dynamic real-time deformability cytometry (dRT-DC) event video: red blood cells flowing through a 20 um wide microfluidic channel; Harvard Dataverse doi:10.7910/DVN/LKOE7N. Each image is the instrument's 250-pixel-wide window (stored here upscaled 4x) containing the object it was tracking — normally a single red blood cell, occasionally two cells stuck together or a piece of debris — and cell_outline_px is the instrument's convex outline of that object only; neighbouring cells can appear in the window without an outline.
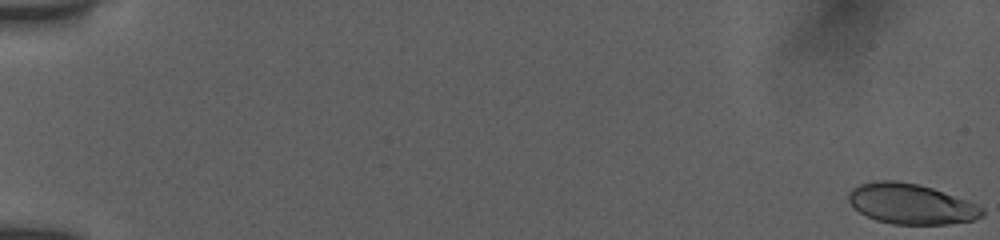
{"species": "human", "species_latin": "Homo sapiens", "temperature_condition": "room temperature", "stored_images_in_passage": 75, "camera_frame_rate_fps": 3000, "um_per_image_px": 0.085, "donor": {"sex": "female"}, "frame": {"image": 1, "passage_image": 1, "time_ms": 0.0, "image_size_px": [1000, 240], "cell_outline_px": [[984, 216], [976, 220], [948, 224], [892, 224], [876, 220], [852, 208], [848, 200], [848, 192], [852, 188], [860, 184], [876, 180], [896, 180], [916, 184], [932, 188], [976, 204], [984, 208]], "centroid_in_image_um": [77.42, 17.34], "position_along_channel_um": 7.6, "area_um2": 31.5}}
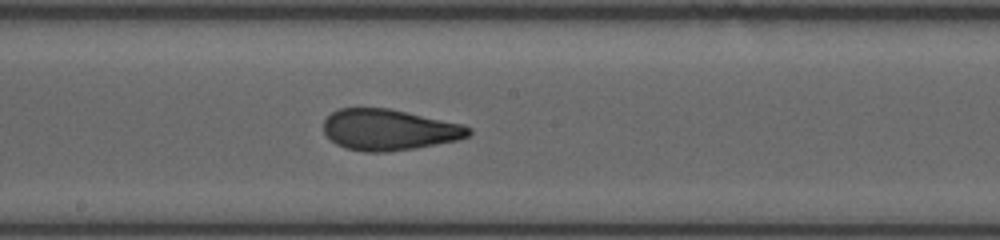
{"frame": {"image": 2, "passage_image": 36, "time_ms": 10.333, "image_size_px": [1000, 240], "cell_outline_px": [[472, 132], [468, 136], [460, 140], [416, 148], [388, 152], [364, 152], [344, 148], [336, 144], [324, 132], [324, 120], [332, 112], [340, 108], [388, 108], [464, 124], [472, 128]], "centroid_in_image_um": [33.1, 11.04], "position_along_channel_um": 215.1, "area_um2": 34.91}}
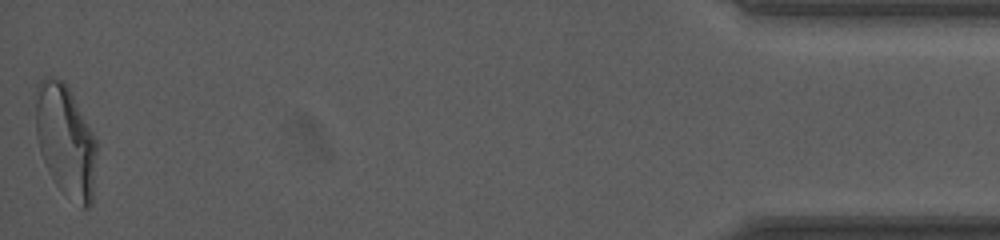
{"frame": {"image": 3, "passage_image": 74, "time_ms": 18.0, "image_size_px": [1000, 240], "cell_outline_px": [[96, 152], [92, 204], [88, 208], [80, 208], [56, 184], [48, 172], [40, 152], [36, 136], [36, 88], [40, 80], [44, 76], [52, 76], [64, 80], [92, 132], [96, 140]], "centroid_in_image_um": [5.56, 11.96], "position_along_channel_um": 429.6, "area_um2": 39.71}, "authors_computed_cell_mechanics": {"area_um2": 34.5644, "velocity_mm_per_s": 3.8784, "shape_relaxation_time_tau1_ms": 7.3608, "shape_relaxation_time_tau2_ms": 1.1365, "deformation_change_tau1": 0.2254, "deformation_change_tau2": 0.0808}}